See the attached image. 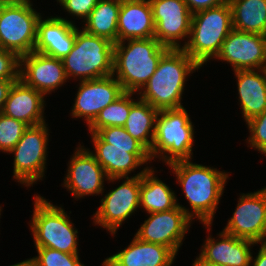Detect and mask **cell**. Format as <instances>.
Wrapping results in <instances>:
<instances>
[{
  "label": "cell",
  "instance_id": "obj_27",
  "mask_svg": "<svg viewBox=\"0 0 266 266\" xmlns=\"http://www.w3.org/2000/svg\"><path fill=\"white\" fill-rule=\"evenodd\" d=\"M121 0H99L84 21V30L92 35L117 43V25Z\"/></svg>",
  "mask_w": 266,
  "mask_h": 266
},
{
  "label": "cell",
  "instance_id": "obj_7",
  "mask_svg": "<svg viewBox=\"0 0 266 266\" xmlns=\"http://www.w3.org/2000/svg\"><path fill=\"white\" fill-rule=\"evenodd\" d=\"M34 199L33 216L29 225L35 247L78 254V230L73 227L62 206H55L40 195H36Z\"/></svg>",
  "mask_w": 266,
  "mask_h": 266
},
{
  "label": "cell",
  "instance_id": "obj_11",
  "mask_svg": "<svg viewBox=\"0 0 266 266\" xmlns=\"http://www.w3.org/2000/svg\"><path fill=\"white\" fill-rule=\"evenodd\" d=\"M149 214L135 236L145 242L164 245L177 254L191 226L189 209L177 202V206L171 210Z\"/></svg>",
  "mask_w": 266,
  "mask_h": 266
},
{
  "label": "cell",
  "instance_id": "obj_3",
  "mask_svg": "<svg viewBox=\"0 0 266 266\" xmlns=\"http://www.w3.org/2000/svg\"><path fill=\"white\" fill-rule=\"evenodd\" d=\"M169 49L155 37L117 42L114 44L113 76L125 92H139Z\"/></svg>",
  "mask_w": 266,
  "mask_h": 266
},
{
  "label": "cell",
  "instance_id": "obj_33",
  "mask_svg": "<svg viewBox=\"0 0 266 266\" xmlns=\"http://www.w3.org/2000/svg\"><path fill=\"white\" fill-rule=\"evenodd\" d=\"M246 124L251 134L248 142L251 148L257 149L266 156V110L251 119Z\"/></svg>",
  "mask_w": 266,
  "mask_h": 266
},
{
  "label": "cell",
  "instance_id": "obj_21",
  "mask_svg": "<svg viewBox=\"0 0 266 266\" xmlns=\"http://www.w3.org/2000/svg\"><path fill=\"white\" fill-rule=\"evenodd\" d=\"M44 97L19 79L10 88L2 113L28 126L45 123Z\"/></svg>",
  "mask_w": 266,
  "mask_h": 266
},
{
  "label": "cell",
  "instance_id": "obj_14",
  "mask_svg": "<svg viewBox=\"0 0 266 266\" xmlns=\"http://www.w3.org/2000/svg\"><path fill=\"white\" fill-rule=\"evenodd\" d=\"M230 63L233 71L266 68V36L232 29L215 57Z\"/></svg>",
  "mask_w": 266,
  "mask_h": 266
},
{
  "label": "cell",
  "instance_id": "obj_12",
  "mask_svg": "<svg viewBox=\"0 0 266 266\" xmlns=\"http://www.w3.org/2000/svg\"><path fill=\"white\" fill-rule=\"evenodd\" d=\"M224 232L256 244L266 242V187L241 194Z\"/></svg>",
  "mask_w": 266,
  "mask_h": 266
},
{
  "label": "cell",
  "instance_id": "obj_18",
  "mask_svg": "<svg viewBox=\"0 0 266 266\" xmlns=\"http://www.w3.org/2000/svg\"><path fill=\"white\" fill-rule=\"evenodd\" d=\"M95 153L91 154L103 167L108 181L121 180L137 167L152 161L146 148H120L111 147L97 133H90Z\"/></svg>",
  "mask_w": 266,
  "mask_h": 266
},
{
  "label": "cell",
  "instance_id": "obj_30",
  "mask_svg": "<svg viewBox=\"0 0 266 266\" xmlns=\"http://www.w3.org/2000/svg\"><path fill=\"white\" fill-rule=\"evenodd\" d=\"M28 125L0 112V150L9 153L18 143Z\"/></svg>",
  "mask_w": 266,
  "mask_h": 266
},
{
  "label": "cell",
  "instance_id": "obj_1",
  "mask_svg": "<svg viewBox=\"0 0 266 266\" xmlns=\"http://www.w3.org/2000/svg\"><path fill=\"white\" fill-rule=\"evenodd\" d=\"M168 166L190 204L189 217L192 220L197 218L209 232L229 174L191 160L177 161Z\"/></svg>",
  "mask_w": 266,
  "mask_h": 266
},
{
  "label": "cell",
  "instance_id": "obj_4",
  "mask_svg": "<svg viewBox=\"0 0 266 266\" xmlns=\"http://www.w3.org/2000/svg\"><path fill=\"white\" fill-rule=\"evenodd\" d=\"M233 29L229 2L192 14L189 39L182 49L200 66L215 59Z\"/></svg>",
  "mask_w": 266,
  "mask_h": 266
},
{
  "label": "cell",
  "instance_id": "obj_9",
  "mask_svg": "<svg viewBox=\"0 0 266 266\" xmlns=\"http://www.w3.org/2000/svg\"><path fill=\"white\" fill-rule=\"evenodd\" d=\"M48 125L28 126L24 134L9 152L14 157L13 177L27 187L42 180L45 173L48 146Z\"/></svg>",
  "mask_w": 266,
  "mask_h": 266
},
{
  "label": "cell",
  "instance_id": "obj_17",
  "mask_svg": "<svg viewBox=\"0 0 266 266\" xmlns=\"http://www.w3.org/2000/svg\"><path fill=\"white\" fill-rule=\"evenodd\" d=\"M19 79L44 96L67 80L62 59L32 51L20 57Z\"/></svg>",
  "mask_w": 266,
  "mask_h": 266
},
{
  "label": "cell",
  "instance_id": "obj_19",
  "mask_svg": "<svg viewBox=\"0 0 266 266\" xmlns=\"http://www.w3.org/2000/svg\"><path fill=\"white\" fill-rule=\"evenodd\" d=\"M37 24V38L34 51L62 59L70 53L76 39V25L61 17H48Z\"/></svg>",
  "mask_w": 266,
  "mask_h": 266
},
{
  "label": "cell",
  "instance_id": "obj_16",
  "mask_svg": "<svg viewBox=\"0 0 266 266\" xmlns=\"http://www.w3.org/2000/svg\"><path fill=\"white\" fill-rule=\"evenodd\" d=\"M70 159L64 187L69 189L76 199L102 194L104 179L108 180V177L91 151L80 145Z\"/></svg>",
  "mask_w": 266,
  "mask_h": 266
},
{
  "label": "cell",
  "instance_id": "obj_35",
  "mask_svg": "<svg viewBox=\"0 0 266 266\" xmlns=\"http://www.w3.org/2000/svg\"><path fill=\"white\" fill-rule=\"evenodd\" d=\"M98 1L99 0H57L70 15L83 19V22L89 17Z\"/></svg>",
  "mask_w": 266,
  "mask_h": 266
},
{
  "label": "cell",
  "instance_id": "obj_25",
  "mask_svg": "<svg viewBox=\"0 0 266 266\" xmlns=\"http://www.w3.org/2000/svg\"><path fill=\"white\" fill-rule=\"evenodd\" d=\"M153 168H148L140 176V206L149 213L168 211L177 206L173 190L154 175Z\"/></svg>",
  "mask_w": 266,
  "mask_h": 266
},
{
  "label": "cell",
  "instance_id": "obj_34",
  "mask_svg": "<svg viewBox=\"0 0 266 266\" xmlns=\"http://www.w3.org/2000/svg\"><path fill=\"white\" fill-rule=\"evenodd\" d=\"M20 57L13 51L0 50V79L19 80Z\"/></svg>",
  "mask_w": 266,
  "mask_h": 266
},
{
  "label": "cell",
  "instance_id": "obj_36",
  "mask_svg": "<svg viewBox=\"0 0 266 266\" xmlns=\"http://www.w3.org/2000/svg\"><path fill=\"white\" fill-rule=\"evenodd\" d=\"M228 0H184L192 14L222 5Z\"/></svg>",
  "mask_w": 266,
  "mask_h": 266
},
{
  "label": "cell",
  "instance_id": "obj_28",
  "mask_svg": "<svg viewBox=\"0 0 266 266\" xmlns=\"http://www.w3.org/2000/svg\"><path fill=\"white\" fill-rule=\"evenodd\" d=\"M233 29L266 36V0H228Z\"/></svg>",
  "mask_w": 266,
  "mask_h": 266
},
{
  "label": "cell",
  "instance_id": "obj_20",
  "mask_svg": "<svg viewBox=\"0 0 266 266\" xmlns=\"http://www.w3.org/2000/svg\"><path fill=\"white\" fill-rule=\"evenodd\" d=\"M221 240L214 239L211 235L207 237L201 253L199 254L205 261L218 266H250L251 265V246L256 243L237 238L224 231L218 235ZM212 237V238H211Z\"/></svg>",
  "mask_w": 266,
  "mask_h": 266
},
{
  "label": "cell",
  "instance_id": "obj_38",
  "mask_svg": "<svg viewBox=\"0 0 266 266\" xmlns=\"http://www.w3.org/2000/svg\"><path fill=\"white\" fill-rule=\"evenodd\" d=\"M260 248L258 254L253 261V256L251 257L252 266H266V242L260 243Z\"/></svg>",
  "mask_w": 266,
  "mask_h": 266
},
{
  "label": "cell",
  "instance_id": "obj_29",
  "mask_svg": "<svg viewBox=\"0 0 266 266\" xmlns=\"http://www.w3.org/2000/svg\"><path fill=\"white\" fill-rule=\"evenodd\" d=\"M133 94L135 92H125L116 101L106 106L88 126V130L91 133H97L105 127H123L130 112L131 97Z\"/></svg>",
  "mask_w": 266,
  "mask_h": 266
},
{
  "label": "cell",
  "instance_id": "obj_15",
  "mask_svg": "<svg viewBox=\"0 0 266 266\" xmlns=\"http://www.w3.org/2000/svg\"><path fill=\"white\" fill-rule=\"evenodd\" d=\"M125 93L112 75L80 81L71 116L83 118L89 126L99 112Z\"/></svg>",
  "mask_w": 266,
  "mask_h": 266
},
{
  "label": "cell",
  "instance_id": "obj_5",
  "mask_svg": "<svg viewBox=\"0 0 266 266\" xmlns=\"http://www.w3.org/2000/svg\"><path fill=\"white\" fill-rule=\"evenodd\" d=\"M193 142L194 126L184 107L158 112L155 137L149 151L151 160L161 157L167 165L191 160Z\"/></svg>",
  "mask_w": 266,
  "mask_h": 266
},
{
  "label": "cell",
  "instance_id": "obj_37",
  "mask_svg": "<svg viewBox=\"0 0 266 266\" xmlns=\"http://www.w3.org/2000/svg\"><path fill=\"white\" fill-rule=\"evenodd\" d=\"M18 80H4L0 79V112L3 111L5 101L7 99L9 90L14 82Z\"/></svg>",
  "mask_w": 266,
  "mask_h": 266
},
{
  "label": "cell",
  "instance_id": "obj_24",
  "mask_svg": "<svg viewBox=\"0 0 266 266\" xmlns=\"http://www.w3.org/2000/svg\"><path fill=\"white\" fill-rule=\"evenodd\" d=\"M259 72V73H258ZM245 122L266 110V68L234 71Z\"/></svg>",
  "mask_w": 266,
  "mask_h": 266
},
{
  "label": "cell",
  "instance_id": "obj_39",
  "mask_svg": "<svg viewBox=\"0 0 266 266\" xmlns=\"http://www.w3.org/2000/svg\"><path fill=\"white\" fill-rule=\"evenodd\" d=\"M30 0H0V6L1 5H17V4H24V3H30Z\"/></svg>",
  "mask_w": 266,
  "mask_h": 266
},
{
  "label": "cell",
  "instance_id": "obj_2",
  "mask_svg": "<svg viewBox=\"0 0 266 266\" xmlns=\"http://www.w3.org/2000/svg\"><path fill=\"white\" fill-rule=\"evenodd\" d=\"M198 69L200 66L182 48L169 49L139 91L140 99L158 111L183 107L181 100L186 77Z\"/></svg>",
  "mask_w": 266,
  "mask_h": 266
},
{
  "label": "cell",
  "instance_id": "obj_40",
  "mask_svg": "<svg viewBox=\"0 0 266 266\" xmlns=\"http://www.w3.org/2000/svg\"><path fill=\"white\" fill-rule=\"evenodd\" d=\"M193 266H218L216 264L205 261L202 257L198 256L193 263Z\"/></svg>",
  "mask_w": 266,
  "mask_h": 266
},
{
  "label": "cell",
  "instance_id": "obj_10",
  "mask_svg": "<svg viewBox=\"0 0 266 266\" xmlns=\"http://www.w3.org/2000/svg\"><path fill=\"white\" fill-rule=\"evenodd\" d=\"M150 168H144L135 176L125 177L119 187L111 190L101 199V205L93 215L95 225L106 228L113 236L124 220L140 208V176Z\"/></svg>",
  "mask_w": 266,
  "mask_h": 266
},
{
  "label": "cell",
  "instance_id": "obj_6",
  "mask_svg": "<svg viewBox=\"0 0 266 266\" xmlns=\"http://www.w3.org/2000/svg\"><path fill=\"white\" fill-rule=\"evenodd\" d=\"M113 59L112 42L77 27L72 50L62 61L67 79L78 77L84 81L112 75Z\"/></svg>",
  "mask_w": 266,
  "mask_h": 266
},
{
  "label": "cell",
  "instance_id": "obj_13",
  "mask_svg": "<svg viewBox=\"0 0 266 266\" xmlns=\"http://www.w3.org/2000/svg\"><path fill=\"white\" fill-rule=\"evenodd\" d=\"M153 21L154 37L170 49L182 48L179 40L189 38L192 13L184 0H149Z\"/></svg>",
  "mask_w": 266,
  "mask_h": 266
},
{
  "label": "cell",
  "instance_id": "obj_23",
  "mask_svg": "<svg viewBox=\"0 0 266 266\" xmlns=\"http://www.w3.org/2000/svg\"><path fill=\"white\" fill-rule=\"evenodd\" d=\"M155 23L149 0H121L117 42L154 37Z\"/></svg>",
  "mask_w": 266,
  "mask_h": 266
},
{
  "label": "cell",
  "instance_id": "obj_32",
  "mask_svg": "<svg viewBox=\"0 0 266 266\" xmlns=\"http://www.w3.org/2000/svg\"><path fill=\"white\" fill-rule=\"evenodd\" d=\"M97 134L111 147L120 148H145L139 141L127 133L121 126L105 127L100 129Z\"/></svg>",
  "mask_w": 266,
  "mask_h": 266
},
{
  "label": "cell",
  "instance_id": "obj_8",
  "mask_svg": "<svg viewBox=\"0 0 266 266\" xmlns=\"http://www.w3.org/2000/svg\"><path fill=\"white\" fill-rule=\"evenodd\" d=\"M30 3L0 6V46L19 57L34 51L41 18Z\"/></svg>",
  "mask_w": 266,
  "mask_h": 266
},
{
  "label": "cell",
  "instance_id": "obj_22",
  "mask_svg": "<svg viewBox=\"0 0 266 266\" xmlns=\"http://www.w3.org/2000/svg\"><path fill=\"white\" fill-rule=\"evenodd\" d=\"M176 254L168 247L134 236L124 250L103 261V266H171Z\"/></svg>",
  "mask_w": 266,
  "mask_h": 266
},
{
  "label": "cell",
  "instance_id": "obj_26",
  "mask_svg": "<svg viewBox=\"0 0 266 266\" xmlns=\"http://www.w3.org/2000/svg\"><path fill=\"white\" fill-rule=\"evenodd\" d=\"M133 100L131 98L130 112L123 127L128 134L150 151L155 137L156 118L159 111L140 98L137 101Z\"/></svg>",
  "mask_w": 266,
  "mask_h": 266
},
{
  "label": "cell",
  "instance_id": "obj_31",
  "mask_svg": "<svg viewBox=\"0 0 266 266\" xmlns=\"http://www.w3.org/2000/svg\"><path fill=\"white\" fill-rule=\"evenodd\" d=\"M38 256L30 258L32 266H85L78 254H69L52 248L36 247Z\"/></svg>",
  "mask_w": 266,
  "mask_h": 266
},
{
  "label": "cell",
  "instance_id": "obj_41",
  "mask_svg": "<svg viewBox=\"0 0 266 266\" xmlns=\"http://www.w3.org/2000/svg\"><path fill=\"white\" fill-rule=\"evenodd\" d=\"M10 266H32L31 265V260L30 259H27V260H24L20 263H16V264H13V265H10Z\"/></svg>",
  "mask_w": 266,
  "mask_h": 266
}]
</instances>
